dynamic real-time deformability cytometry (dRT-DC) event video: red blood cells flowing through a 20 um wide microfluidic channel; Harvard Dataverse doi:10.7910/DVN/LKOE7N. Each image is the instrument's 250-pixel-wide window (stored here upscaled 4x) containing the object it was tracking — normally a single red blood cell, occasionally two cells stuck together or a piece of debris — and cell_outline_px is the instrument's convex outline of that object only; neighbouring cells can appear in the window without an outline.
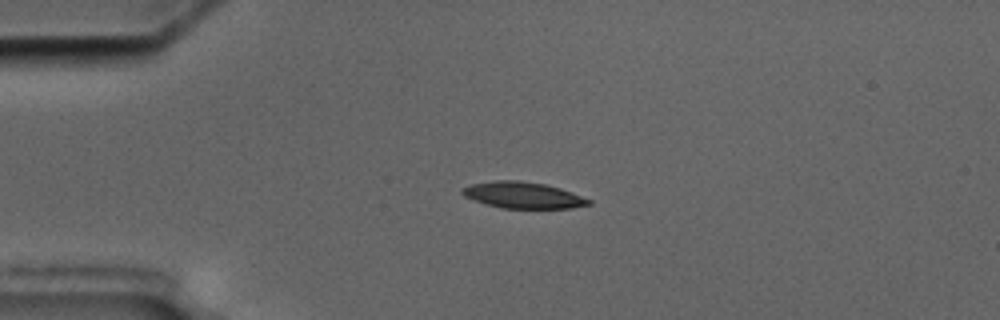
{"species": "common noctule bat (a hibernating species)", "species_latin": "Nyctalus noctula", "temperature_condition": "cold", "stored_images_in_passage": 4, "camera_frame_rate_fps": 3000, "um_per_image_px": 0.085, "animal": {"sex": "male", "body_mass_g": 17.5, "forearm_length_mm": 52.3}, "frame": {"image": 1, "passage_image": 2, "time_ms": 2.0, "image_size_px": [1000, 320], "cell_outline_px": [[592, 204], [572, 208], [500, 208], [464, 196], [460, 192], [460, 188], [468, 184], [496, 180], [516, 180], [544, 184], [560, 188], [572, 192], [592, 200]], "centroid_in_image_um": [44.45, 16.58], "position_along_channel_um": 40.6, "area_um2": 19.42}}
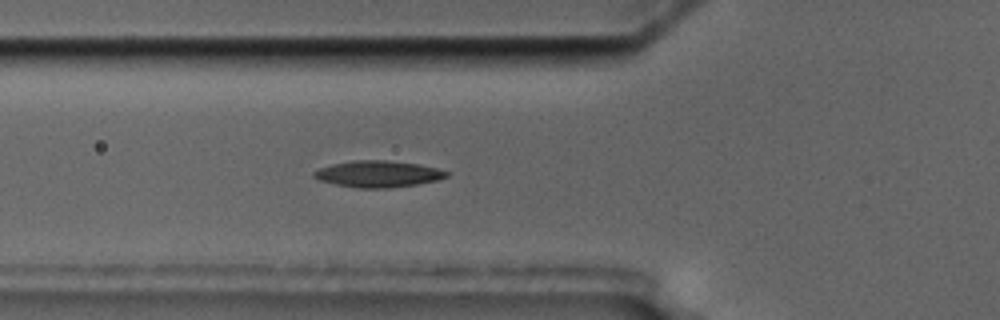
{"frame": {"image": 2, "passage_image": 4, "time_ms": 4.333, "image_size_px": [1000, 320], "cell_outline_px": [[448, 176], [436, 180], [416, 184], [388, 188], [356, 188], [336, 184], [320, 180], [312, 176], [312, 172], [320, 168], [332, 164], [352, 160], [388, 160], [416, 164], [436, 168], [448, 172]], "centroid_in_image_um": [32.09, 14.78], "position_along_channel_um": 93.7, "area_um2": 20.29}}